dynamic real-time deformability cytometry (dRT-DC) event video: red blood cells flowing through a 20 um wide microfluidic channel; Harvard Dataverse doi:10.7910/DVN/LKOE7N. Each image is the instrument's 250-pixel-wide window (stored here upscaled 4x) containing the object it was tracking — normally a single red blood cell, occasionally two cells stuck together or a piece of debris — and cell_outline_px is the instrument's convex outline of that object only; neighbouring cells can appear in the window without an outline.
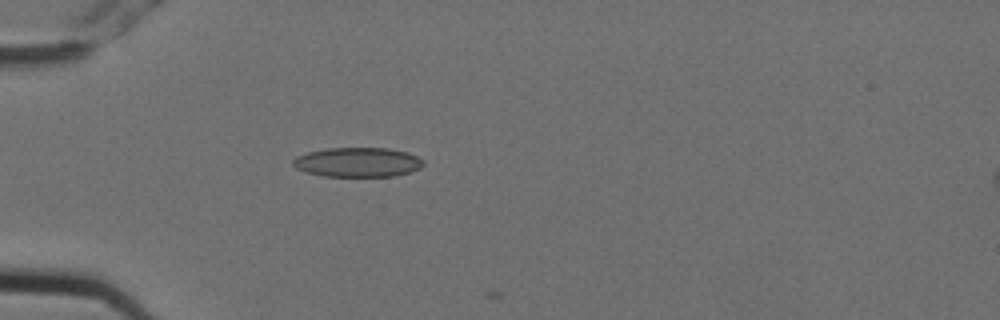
{"species": "Egyptian fruit bat (a non-hibernating species)", "species_latin": "Rousettus aegyptiacus", "temperature_condition": "cold", "stored_images_in_passage": 7, "camera_frame_rate_fps": 3000, "um_per_image_px": 0.085, "animal": {"sex": "female"}, "frame": {"image": 1, "passage_image": 5, "time_ms": 1.333, "image_size_px": [1000, 320], "cell_outline_px": [[424, 164], [420, 168], [412, 172], [396, 176], [324, 176], [308, 172], [296, 168], [292, 164], [292, 160], [296, 156], [308, 152], [328, 148], [388, 148], [408, 152], [424, 160]], "centroid_in_image_um": [30.44, 13.79], "position_along_channel_um": 54.6, "area_um2": 22.48}}